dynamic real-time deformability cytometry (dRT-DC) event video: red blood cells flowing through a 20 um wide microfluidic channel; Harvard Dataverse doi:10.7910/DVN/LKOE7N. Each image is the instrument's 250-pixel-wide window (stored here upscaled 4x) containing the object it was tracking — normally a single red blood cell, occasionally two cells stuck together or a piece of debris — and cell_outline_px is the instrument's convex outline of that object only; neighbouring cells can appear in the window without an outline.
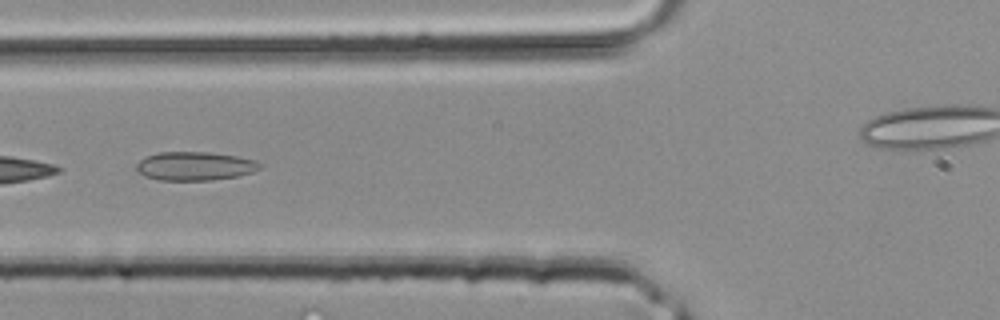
{"species": "common noctule bat (a hibernating species)", "species_latin": "Nyctalus noctula", "temperature_condition": "room temperature", "stored_images_in_passage": 8, "camera_frame_rate_fps": 3000, "um_per_image_px": 0.085, "animal": {"sex": "male", "body_mass_g": 20.4}, "frame": {"image": 1, "passage_image": 3, "time_ms": 0.667, "image_size_px": [1000, 320], "cell_outline_px": [[264, 164], [260, 168], [252, 172], [236, 176], [212, 180], [160, 180], [136, 172], [136, 164], [144, 156], [160, 152], [208, 152], [236, 156], [256, 160]], "centroid_in_image_um": [16.56, 14.11], "position_along_channel_um": 109.2, "area_um2": 20.63}}
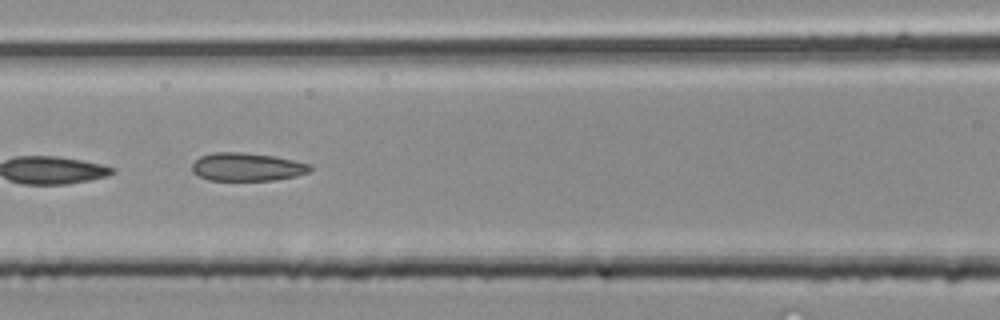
{"frame": {"image": 2, "passage_image": 5, "time_ms": 1.333, "image_size_px": [1000, 320], "cell_outline_px": [[312, 168], [308, 172], [296, 176], [272, 180], [208, 180], [192, 172], [192, 164], [200, 156], [212, 152], [240, 152], [276, 156], [312, 164]], "centroid_in_image_um": [21.0, 14.18], "position_along_channel_um": 145.6, "area_um2": 19.42}}